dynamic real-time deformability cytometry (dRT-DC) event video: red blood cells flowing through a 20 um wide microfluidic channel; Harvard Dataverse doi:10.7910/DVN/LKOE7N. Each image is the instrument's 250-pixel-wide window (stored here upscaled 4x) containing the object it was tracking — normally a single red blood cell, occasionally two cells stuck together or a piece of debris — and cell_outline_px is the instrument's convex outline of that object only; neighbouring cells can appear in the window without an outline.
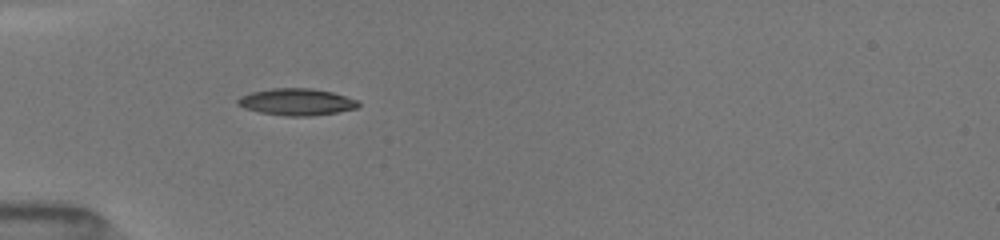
{"species": "common noctule bat (a hibernating species)", "species_latin": "Nyctalus noctula", "temperature_condition": "room temperature", "stored_images_in_passage": 35, "camera_frame_rate_fps": 3000, "um_per_image_px": 0.085, "animal": {"sex": "female", "body_mass_g": 19.5, "forearm_length_mm": 54.1}, "frame": {"image": 1, "passage_image": 1, "time_ms": 0.0, "image_size_px": [1000, 240], "cell_outline_px": [[360, 104], [356, 108], [336, 112], [312, 116], [284, 116], [260, 112], [244, 108], [236, 104], [236, 100], [240, 96], [252, 92], [272, 88], [312, 88], [332, 92], [356, 100]], "centroid_in_image_um": [25.17, 8.66], "position_along_channel_um": 59.8, "area_um2": 18.79}}
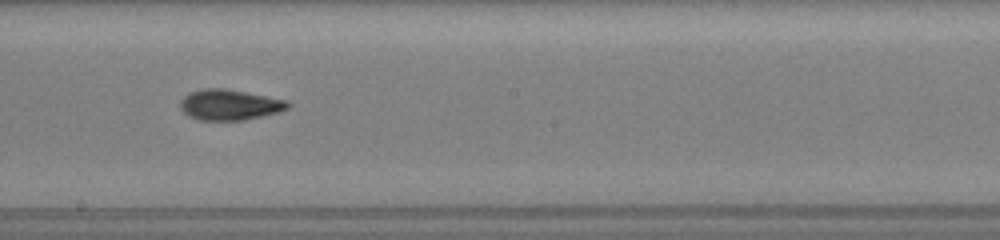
{"frame": {"image": 2, "passage_image": 14, "time_ms": 4.333, "image_size_px": [1000, 240], "cell_outline_px": [[292, 104], [288, 108], [280, 112], [264, 116], [244, 120], [200, 120], [188, 116], [180, 108], [180, 100], [188, 92], [204, 88], [224, 88], [288, 100]], "centroid_in_image_um": [19.52, 8.9], "position_along_channel_um": 228.7, "area_um2": 19.42}}
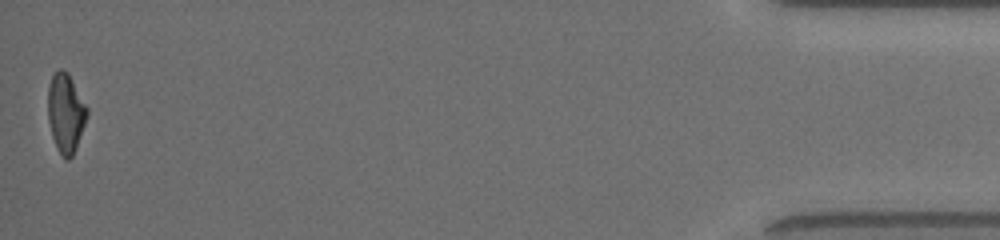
{"frame": {"image": 3, "passage_image": 35, "time_ms": 11.333, "image_size_px": [1000, 240], "cell_outline_px": [[88, 116], [76, 148], [72, 156], [68, 160], [64, 160], [52, 136], [48, 120], [48, 84], [52, 76], [60, 68], [68, 72], [88, 108]], "centroid_in_image_um": [5.59, 9.59], "position_along_channel_um": 429.6, "area_um2": 18.03}, "authors_computed_cell_mechanics": {"area_um2": 18.2648, "velocity_mm_per_s": 4.0809, "shape_relaxation_time_tau1_ms": 3.5746, "shape_relaxation_time_tau2_ms": 2.393, "deformation_change_tau1": 0.1646, "deformation_change_tau2": 0.0931}}